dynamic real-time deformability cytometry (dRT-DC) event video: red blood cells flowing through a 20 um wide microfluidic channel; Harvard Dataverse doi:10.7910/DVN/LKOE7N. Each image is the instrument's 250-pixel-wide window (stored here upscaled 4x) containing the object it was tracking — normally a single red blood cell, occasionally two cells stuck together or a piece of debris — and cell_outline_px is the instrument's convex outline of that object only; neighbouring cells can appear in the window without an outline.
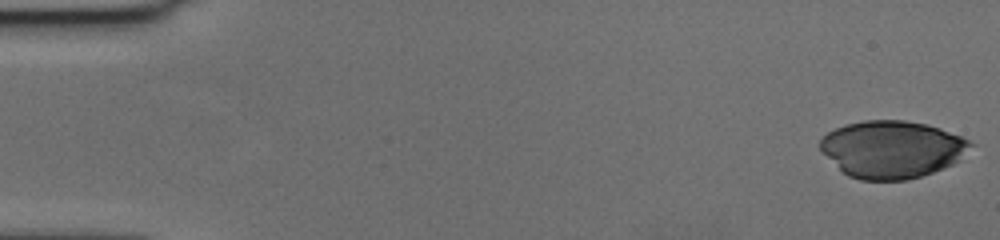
{"species": "human", "species_latin": "Homo sapiens", "temperature_condition": "cold", "stored_images_in_passage": 56, "camera_frame_rate_fps": 3000, "um_per_image_px": 0.085, "donor": {"sex": "female"}, "frame": {"image": 1, "passage_image": 1, "time_ms": 0.0, "image_size_px": [1000, 240], "cell_outline_px": [[976, 144], [952, 164], [932, 172], [908, 180], [860, 180], [848, 176], [820, 148], [820, 140], [828, 132], [844, 124], [864, 120], [904, 120], [928, 124], [940, 128], [960, 136]], "centroid_in_image_um": [75.84, 12.67], "position_along_channel_um": 9.2, "area_um2": 49.82}}
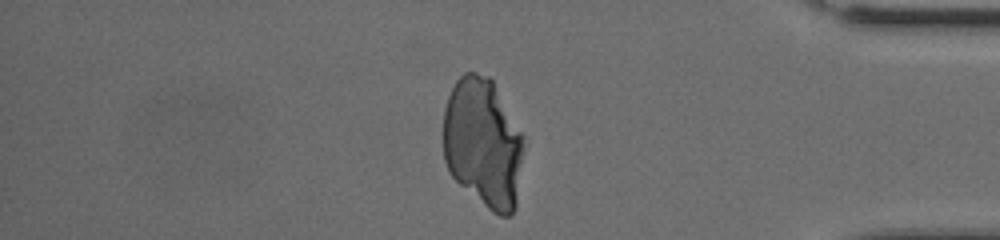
{"frame": {"image": 2, "passage_image": 48, "time_ms": 15.667, "image_size_px": [1000, 240], "cell_outline_px": [[524, 148], [516, 208], [508, 216], [500, 216], [492, 212], [460, 184], [448, 172], [444, 160], [444, 108], [448, 96], [456, 80], [464, 72], [476, 72], [488, 76], [492, 80], [524, 136]], "centroid_in_image_um": [41.07, 12.15], "position_along_channel_um": 394.1, "area_um2": 61.09}}
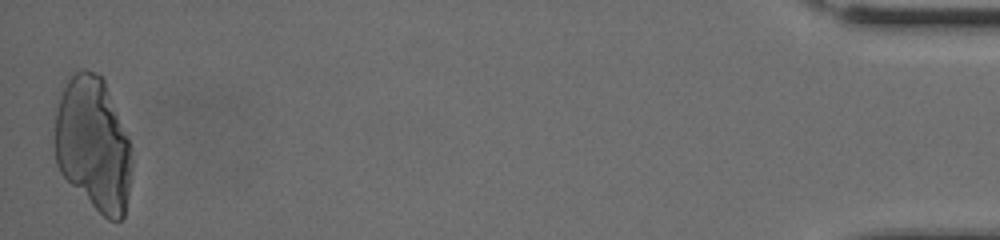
{"frame": {"image": 3, "passage_image": 56, "time_ms": 18.333, "image_size_px": [1000, 240], "cell_outline_px": [[132, 168], [124, 216], [120, 220], [108, 220], [60, 172], [56, 164], [52, 128], [56, 108], [60, 96], [68, 80], [76, 72], [84, 68], [104, 76], [132, 148]], "centroid_in_image_um": [7.92, 12.2], "position_along_channel_um": 427.3, "area_um2": 60.57}}